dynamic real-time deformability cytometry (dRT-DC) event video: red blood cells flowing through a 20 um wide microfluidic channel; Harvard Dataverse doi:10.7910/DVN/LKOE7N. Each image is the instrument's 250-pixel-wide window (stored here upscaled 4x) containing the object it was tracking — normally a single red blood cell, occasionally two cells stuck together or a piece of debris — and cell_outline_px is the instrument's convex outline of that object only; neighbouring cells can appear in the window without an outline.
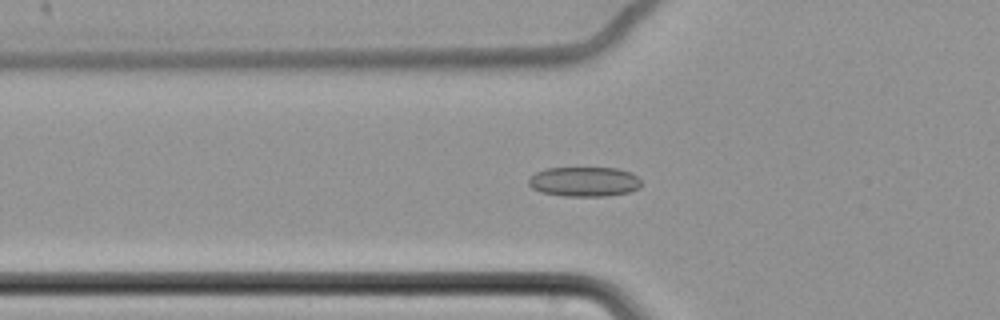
{"species": "common noctule bat (a hibernating species)", "species_latin": "Nyctalus noctula", "temperature_condition": "cold", "stored_images_in_passage": 65, "camera_frame_rate_fps": 3000, "um_per_image_px": 0.085, "animal": {"sex": "female", "body_mass_g": 22.7, "forearm_length_mm": 54.2}, "frame": {"image": 1, "passage_image": 26, "time_ms": 8.333, "image_size_px": [1000, 320], "cell_outline_px": [[640, 188], [628, 192], [604, 196], [564, 196], [540, 192], [532, 188], [528, 184], [528, 180], [536, 172], [544, 168], [616, 168], [632, 172], [640, 180]], "centroid_in_image_um": [49.65, 15.44], "position_along_channel_um": 76.2, "area_um2": 19.54}}
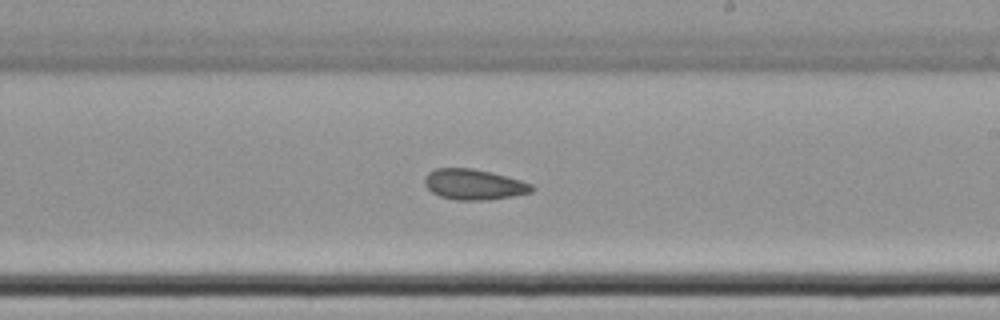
{"frame": {"image": 2, "passage_image": 41, "time_ms": 13.333, "image_size_px": [1000, 320], "cell_outline_px": [[536, 188], [532, 192], [512, 196], [488, 200], [456, 200], [440, 196], [432, 192], [424, 184], [424, 176], [428, 172], [436, 168], [472, 168], [520, 180], [532, 184]], "centroid_in_image_um": [40.26, 15.68], "position_along_channel_um": 248.7, "area_um2": 19.02}}
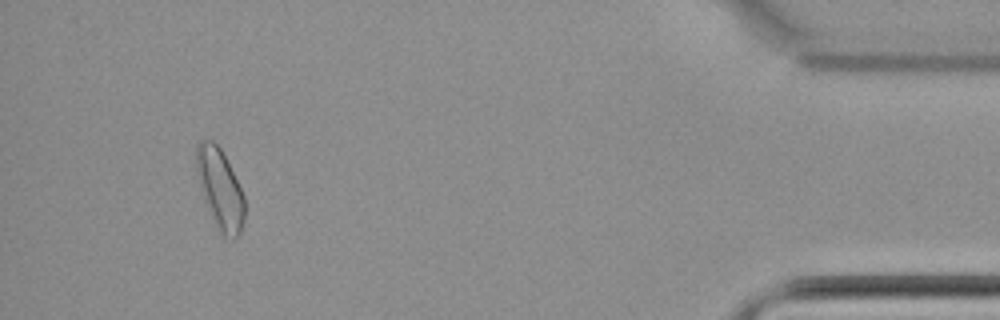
{"frame": {"image": 3, "passage_image": 61, "time_ms": 20.0, "image_size_px": [1000, 320], "cell_outline_px": [[244, 220], [240, 232], [232, 240], [224, 236], [216, 228], [204, 200], [200, 188], [196, 172], [196, 144], [204, 136], [212, 140], [220, 148], [244, 196]], "centroid_in_image_um": [18.66, 16.04], "position_along_channel_um": 416.5, "area_um2": 22.48}, "authors_computed_cell_mechanics": {"area_um2": 19.8254, "velocity_mm_per_s": 3.4739, "shape_relaxation_time_tau1_ms": null, "shape_relaxation_time_tau2_ms": 4.4021, "deformation_change_tau1": null, "deformation_change_tau2": 0.099}}